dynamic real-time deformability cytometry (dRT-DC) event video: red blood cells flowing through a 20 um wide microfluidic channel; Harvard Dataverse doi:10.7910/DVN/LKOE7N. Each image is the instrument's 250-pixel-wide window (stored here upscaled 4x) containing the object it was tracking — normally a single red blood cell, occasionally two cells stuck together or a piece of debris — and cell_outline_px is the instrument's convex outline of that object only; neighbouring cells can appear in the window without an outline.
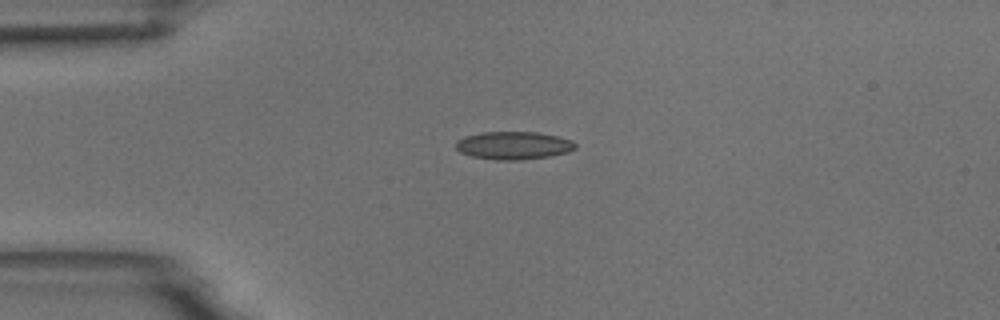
{"species": "common noctule bat (a hibernating species)", "species_latin": "Nyctalus noctula", "temperature_condition": "room temperature", "stored_images_in_passage": 2, "camera_frame_rate_fps": 3000, "um_per_image_px": 0.085, "animal": {"sex": "male", "body_mass_g": 18.8}, "frame": {"image": 1, "passage_image": 1, "time_ms": 0.0, "image_size_px": [1000, 320], "cell_outline_px": [[576, 148], [568, 152], [548, 156], [520, 160], [496, 160], [472, 156], [460, 152], [456, 148], [456, 140], [464, 136], [480, 132], [536, 132], [556, 136], [572, 140], [576, 144]], "centroid_in_image_um": [43.63, 12.36], "position_along_channel_um": 41.4, "area_um2": 19.42}}